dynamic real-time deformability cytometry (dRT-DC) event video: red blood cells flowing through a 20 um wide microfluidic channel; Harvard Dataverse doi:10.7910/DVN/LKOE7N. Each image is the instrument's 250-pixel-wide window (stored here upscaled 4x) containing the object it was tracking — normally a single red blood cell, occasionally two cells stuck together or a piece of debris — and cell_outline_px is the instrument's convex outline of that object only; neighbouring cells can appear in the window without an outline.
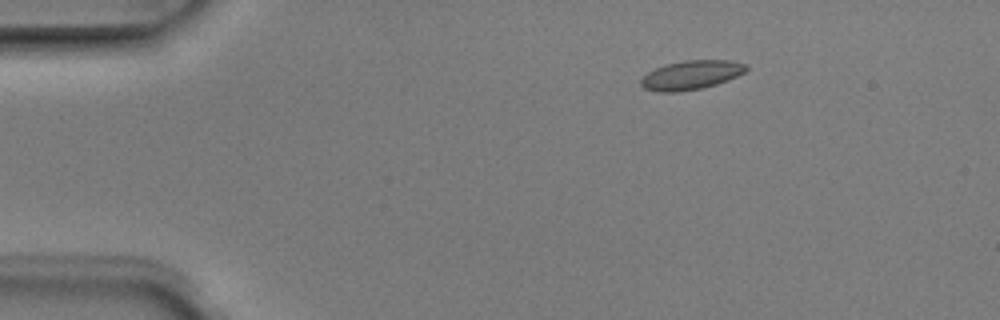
{"species": "Egyptian fruit bat (a non-hibernating species)", "species_latin": "Rousettus aegyptiacus", "temperature_condition": "room temperature", "stored_images_in_passage": 3, "camera_frame_rate_fps": 3000, "um_per_image_px": 0.085, "animal": {"sex": "male"}, "frame": {"image": 1, "passage_image": 1, "time_ms": 0.0, "image_size_px": [1000, 320], "cell_outline_px": [[748, 68], [744, 72], [728, 80], [704, 88], [680, 92], [656, 92], [644, 88], [640, 84], [640, 80], [648, 72], [656, 68], [668, 64], [684, 60], [728, 60], [748, 64]], "centroid_in_image_um": [58.75, 6.38], "position_along_channel_um": 26.2, "area_um2": 17.86}}